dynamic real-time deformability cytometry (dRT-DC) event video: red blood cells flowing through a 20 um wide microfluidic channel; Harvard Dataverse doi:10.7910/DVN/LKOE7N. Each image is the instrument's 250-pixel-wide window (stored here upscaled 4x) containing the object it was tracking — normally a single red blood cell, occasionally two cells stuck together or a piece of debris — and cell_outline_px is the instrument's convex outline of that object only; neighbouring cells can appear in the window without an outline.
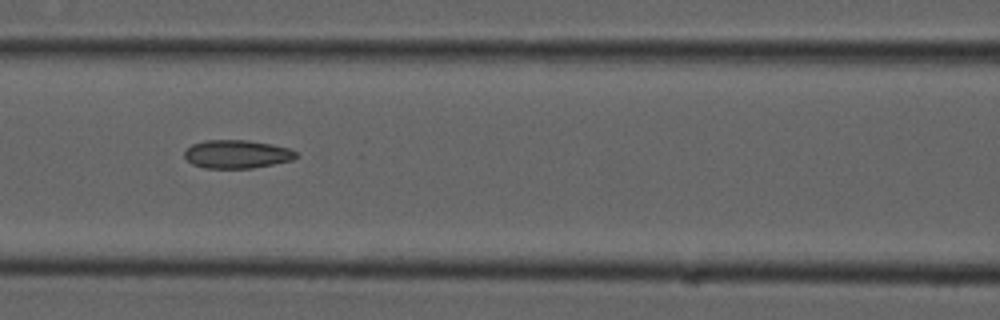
{"species": "common noctule bat (a hibernating species)", "species_latin": "Nyctalus noctula", "temperature_condition": "cold", "stored_images_in_passage": 11, "camera_frame_rate_fps": 3000, "um_per_image_px": 0.085, "animal": {"sex": "male", "forearm_length_mm": 52.5}, "frame": {"image": 1, "passage_image": 7, "time_ms": 2.0, "image_size_px": [1000, 320], "cell_outline_px": [[300, 156], [292, 160], [252, 168], [204, 168], [192, 164], [184, 156], [184, 152], [192, 144], [204, 140], [248, 140], [272, 144], [288, 148], [296, 152]], "centroid_in_image_um": [20.14, 13.1], "position_along_channel_um": 146.5, "area_um2": 18.44}}
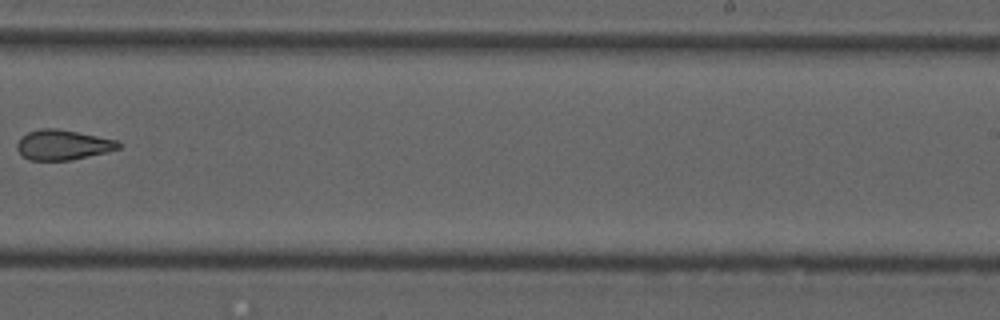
{"frame": {"image": 2, "passage_image": 10, "time_ms": 3.0, "image_size_px": [1000, 320], "cell_outline_px": [[124, 144], [120, 148], [108, 152], [72, 160], [28, 160], [16, 148], [16, 144], [20, 136], [28, 132], [40, 128], [56, 128], [120, 140]], "centroid_in_image_um": [5.38, 12.31], "position_along_channel_um": 283.6, "area_um2": 18.09}}
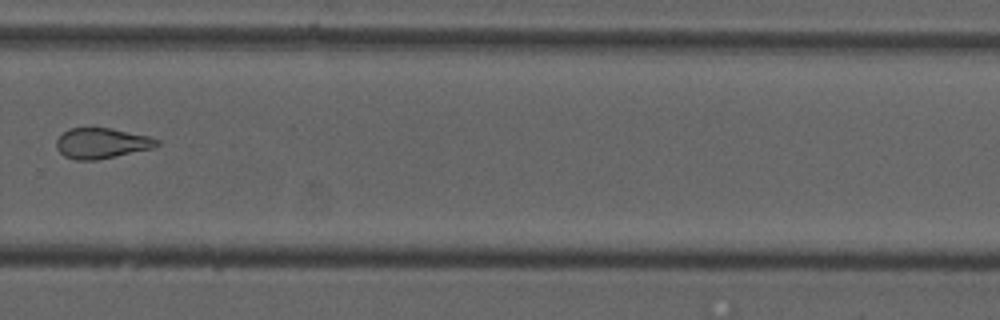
{"frame": {"image": 3, "passage_image": 11, "time_ms": 3.333, "image_size_px": [1000, 320], "cell_outline_px": [[160, 144], [152, 148], [116, 156], [96, 160], [76, 160], [64, 156], [56, 148], [56, 140], [68, 128], [112, 128], [148, 136], [160, 140]], "centroid_in_image_um": [8.63, 12.17], "position_along_channel_um": 321.2, "area_um2": 17.8}}